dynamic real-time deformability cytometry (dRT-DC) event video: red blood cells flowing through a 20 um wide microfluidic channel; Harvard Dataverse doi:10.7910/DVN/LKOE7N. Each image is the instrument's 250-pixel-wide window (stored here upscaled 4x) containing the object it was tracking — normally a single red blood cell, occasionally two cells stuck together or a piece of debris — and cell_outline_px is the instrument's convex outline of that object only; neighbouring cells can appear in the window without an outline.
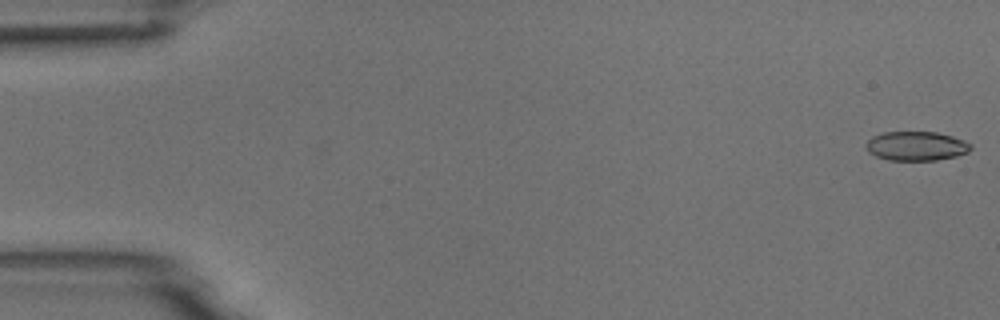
{"species": "common noctule bat (a hibernating species)", "species_latin": "Nyctalus noctula", "temperature_condition": "room temperature", "stored_images_in_passage": 47, "camera_frame_rate_fps": 3000, "um_per_image_px": 0.085, "animal": {"sex": "male", "body_mass_g": 18.8}, "frame": {"image": 1, "passage_image": 1, "time_ms": 0.0, "image_size_px": [1000, 320], "cell_outline_px": [[972, 148], [968, 152], [956, 156], [936, 160], [888, 160], [876, 156], [868, 152], [864, 144], [872, 136], [884, 132], [936, 132], [952, 136], [964, 140], [972, 144]], "centroid_in_image_um": [77.87, 12.41], "position_along_channel_um": 7.1, "area_um2": 17.92}}
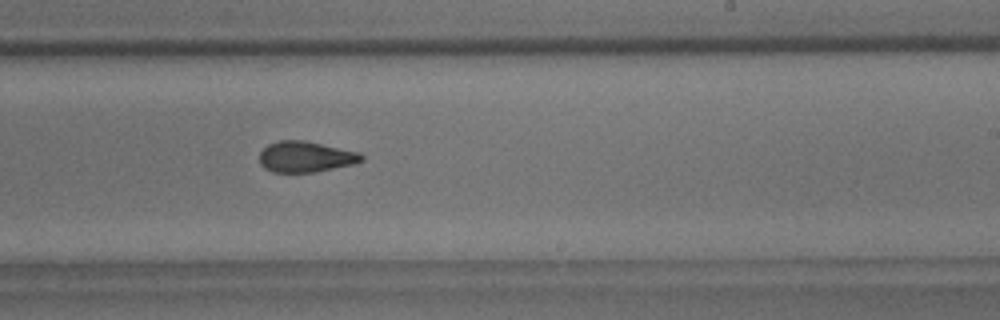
{"frame": {"image": 2, "passage_image": 33, "time_ms": 10.667, "image_size_px": [1000, 320], "cell_outline_px": [[364, 160], [356, 164], [316, 172], [272, 172], [264, 168], [260, 164], [260, 152], [268, 144], [280, 140], [304, 140], [360, 152], [364, 156]], "centroid_in_image_um": [26.01, 13.33], "position_along_channel_um": 263.0, "area_um2": 18.55}}
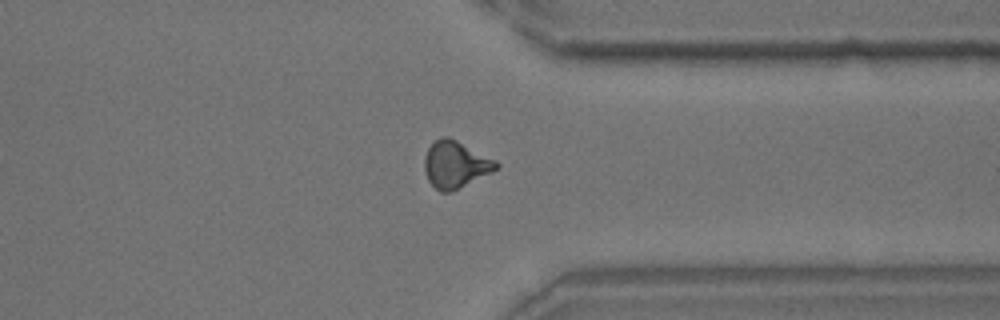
{"frame": {"image": 3, "passage_image": 42, "time_ms": 13.667, "image_size_px": [1000, 320], "cell_outline_px": [[500, 168], [452, 192], [440, 192], [428, 180], [424, 168], [424, 156], [428, 148], [440, 136], [448, 136], [496, 160], [500, 164]], "centroid_in_image_um": [38.72, 13.99], "position_along_channel_um": 372.7, "area_um2": 19.65}}